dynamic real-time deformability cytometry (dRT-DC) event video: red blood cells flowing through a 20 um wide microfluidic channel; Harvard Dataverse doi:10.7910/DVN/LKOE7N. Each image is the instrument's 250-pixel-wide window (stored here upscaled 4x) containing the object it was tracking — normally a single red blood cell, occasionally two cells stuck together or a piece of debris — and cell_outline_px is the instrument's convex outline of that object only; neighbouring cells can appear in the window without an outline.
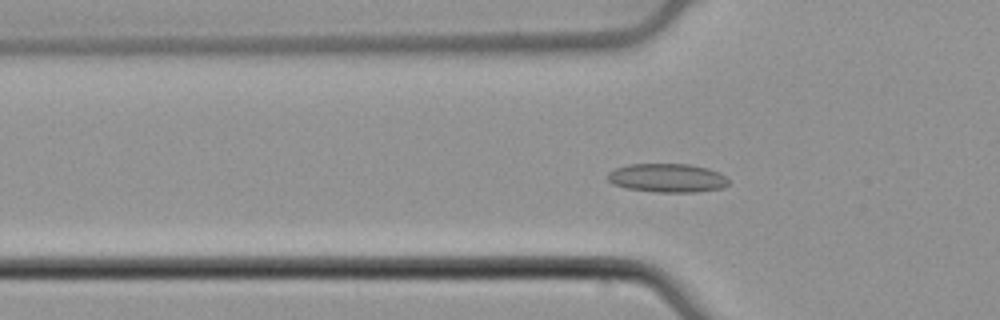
{"species": "common noctule bat (a hibernating species)", "species_latin": "Nyctalus noctula", "temperature_condition": "cold", "stored_images_in_passage": 55, "camera_frame_rate_fps": 3000, "um_per_image_px": 0.085, "animal": {"sex": "male", "body_mass_g": 21.5, "forearm_length_mm": 52.0}, "frame": {"image": 1, "passage_image": 18, "time_ms": 5.667, "image_size_px": [1000, 320], "cell_outline_px": [[728, 184], [724, 188], [696, 192], [656, 192], [628, 188], [612, 184], [608, 180], [608, 172], [616, 168], [628, 164], [688, 164], [708, 168], [720, 172], [728, 180]], "centroid_in_image_um": [56.73, 15.12], "position_along_channel_um": 69.1, "area_um2": 20.29}}
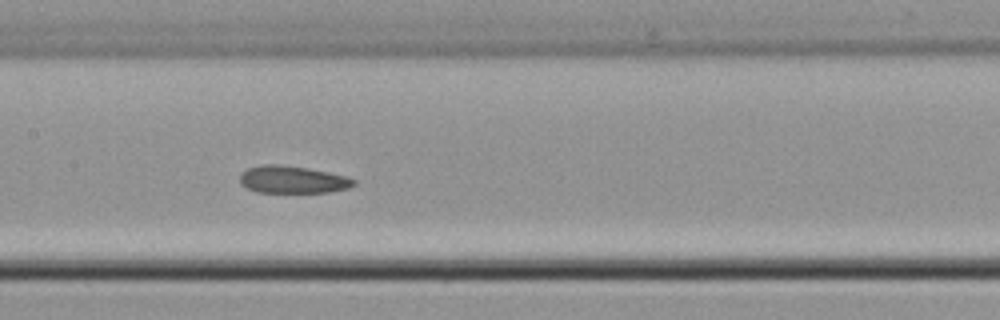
{"frame": {"image": 2, "passage_image": 27, "time_ms": 8.667, "image_size_px": [1000, 320], "cell_outline_px": [[356, 184], [348, 188], [328, 192], [256, 192], [240, 184], [240, 172], [248, 168], [260, 164], [280, 164], [308, 168], [348, 176], [356, 180]], "centroid_in_image_um": [24.86, 15.25], "position_along_channel_um": 182.5, "area_um2": 18.32}}
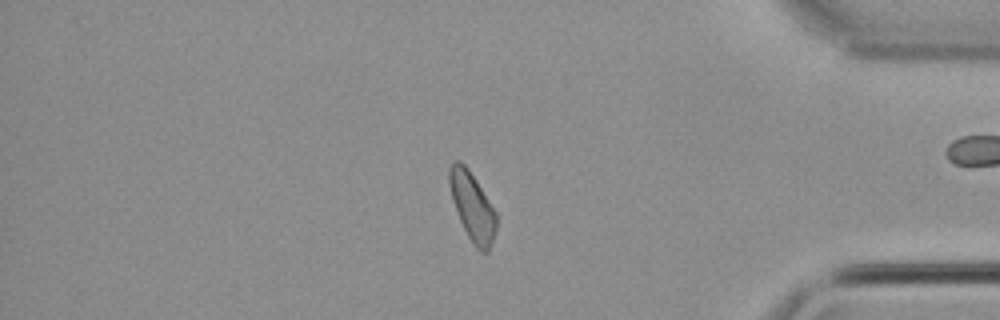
{"frame": {"image": 3, "passage_image": 46, "time_ms": 15.0, "image_size_px": [1000, 320], "cell_outline_px": [[496, 228], [488, 252], [480, 252], [472, 244], [460, 220], [452, 200], [448, 184], [448, 168], [456, 160], [460, 160], [468, 168], [496, 212]], "centroid_in_image_um": [40.12, 17.55], "position_along_channel_um": 395.1, "area_um2": 18.55}, "authors_computed_cell_mechanics": {"area_um2": 19.074, "velocity_mm_per_s": 3.8255, "shape_relaxation_time_tau1_ms": 10.0974, "shape_relaxation_time_tau2_ms": 2.1276, "deformation_change_tau1": 0.1244, "deformation_change_tau2": 0.0872}}